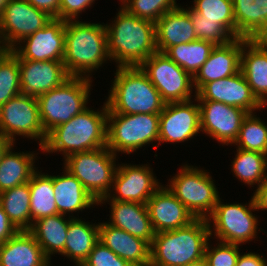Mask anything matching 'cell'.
<instances>
[{"label": "cell", "instance_id": "obj_39", "mask_svg": "<svg viewBox=\"0 0 267 266\" xmlns=\"http://www.w3.org/2000/svg\"><path fill=\"white\" fill-rule=\"evenodd\" d=\"M120 6L136 17L156 22L166 12L174 10L176 0H119Z\"/></svg>", "mask_w": 267, "mask_h": 266}, {"label": "cell", "instance_id": "obj_6", "mask_svg": "<svg viewBox=\"0 0 267 266\" xmlns=\"http://www.w3.org/2000/svg\"><path fill=\"white\" fill-rule=\"evenodd\" d=\"M247 203H224L220 197L213 212L207 218L210 238L215 241L236 244L243 246L245 243L258 241L259 233L264 231L258 225V215L253 212L258 211L253 196Z\"/></svg>", "mask_w": 267, "mask_h": 266}, {"label": "cell", "instance_id": "obj_12", "mask_svg": "<svg viewBox=\"0 0 267 266\" xmlns=\"http://www.w3.org/2000/svg\"><path fill=\"white\" fill-rule=\"evenodd\" d=\"M139 67L148 76L166 103L184 102L196 97L193 76L178 66L165 53L155 52Z\"/></svg>", "mask_w": 267, "mask_h": 266}, {"label": "cell", "instance_id": "obj_50", "mask_svg": "<svg viewBox=\"0 0 267 266\" xmlns=\"http://www.w3.org/2000/svg\"><path fill=\"white\" fill-rule=\"evenodd\" d=\"M53 266L52 261L48 260L43 266Z\"/></svg>", "mask_w": 267, "mask_h": 266}, {"label": "cell", "instance_id": "obj_32", "mask_svg": "<svg viewBox=\"0 0 267 266\" xmlns=\"http://www.w3.org/2000/svg\"><path fill=\"white\" fill-rule=\"evenodd\" d=\"M29 187L31 227L35 221L41 218L59 214L51 174L48 172L45 174L42 169L37 170L29 180Z\"/></svg>", "mask_w": 267, "mask_h": 266}, {"label": "cell", "instance_id": "obj_27", "mask_svg": "<svg viewBox=\"0 0 267 266\" xmlns=\"http://www.w3.org/2000/svg\"><path fill=\"white\" fill-rule=\"evenodd\" d=\"M156 47L164 53L169 47L197 39L189 14L178 5L155 22Z\"/></svg>", "mask_w": 267, "mask_h": 266}, {"label": "cell", "instance_id": "obj_14", "mask_svg": "<svg viewBox=\"0 0 267 266\" xmlns=\"http://www.w3.org/2000/svg\"><path fill=\"white\" fill-rule=\"evenodd\" d=\"M151 166L149 163L140 165V162L139 164L118 162L112 190L101 200L147 204L150 197L162 186Z\"/></svg>", "mask_w": 267, "mask_h": 266}, {"label": "cell", "instance_id": "obj_51", "mask_svg": "<svg viewBox=\"0 0 267 266\" xmlns=\"http://www.w3.org/2000/svg\"><path fill=\"white\" fill-rule=\"evenodd\" d=\"M265 108H267V101L264 103V105H262V111H260V112H263V110L265 109Z\"/></svg>", "mask_w": 267, "mask_h": 266}, {"label": "cell", "instance_id": "obj_35", "mask_svg": "<svg viewBox=\"0 0 267 266\" xmlns=\"http://www.w3.org/2000/svg\"><path fill=\"white\" fill-rule=\"evenodd\" d=\"M232 145L235 148L267 155V122L258 117L256 112L248 113Z\"/></svg>", "mask_w": 267, "mask_h": 266}, {"label": "cell", "instance_id": "obj_8", "mask_svg": "<svg viewBox=\"0 0 267 266\" xmlns=\"http://www.w3.org/2000/svg\"><path fill=\"white\" fill-rule=\"evenodd\" d=\"M165 185L195 219H207L220 198L215 180L207 170L182 162Z\"/></svg>", "mask_w": 267, "mask_h": 266}, {"label": "cell", "instance_id": "obj_48", "mask_svg": "<svg viewBox=\"0 0 267 266\" xmlns=\"http://www.w3.org/2000/svg\"><path fill=\"white\" fill-rule=\"evenodd\" d=\"M185 266H208L207 260L205 257L201 258L200 260L191 262Z\"/></svg>", "mask_w": 267, "mask_h": 266}, {"label": "cell", "instance_id": "obj_45", "mask_svg": "<svg viewBox=\"0 0 267 266\" xmlns=\"http://www.w3.org/2000/svg\"><path fill=\"white\" fill-rule=\"evenodd\" d=\"M236 266H267V258L257 252H241Z\"/></svg>", "mask_w": 267, "mask_h": 266}, {"label": "cell", "instance_id": "obj_15", "mask_svg": "<svg viewBox=\"0 0 267 266\" xmlns=\"http://www.w3.org/2000/svg\"><path fill=\"white\" fill-rule=\"evenodd\" d=\"M159 119V145L184 143L201 134L196 97L189 101L166 103Z\"/></svg>", "mask_w": 267, "mask_h": 266}, {"label": "cell", "instance_id": "obj_4", "mask_svg": "<svg viewBox=\"0 0 267 266\" xmlns=\"http://www.w3.org/2000/svg\"><path fill=\"white\" fill-rule=\"evenodd\" d=\"M105 98L108 113L160 114L166 102L139 66L117 67Z\"/></svg>", "mask_w": 267, "mask_h": 266}, {"label": "cell", "instance_id": "obj_9", "mask_svg": "<svg viewBox=\"0 0 267 266\" xmlns=\"http://www.w3.org/2000/svg\"><path fill=\"white\" fill-rule=\"evenodd\" d=\"M159 120V114L108 113L106 147L116 156H130L150 144L156 149L159 147Z\"/></svg>", "mask_w": 267, "mask_h": 266}, {"label": "cell", "instance_id": "obj_46", "mask_svg": "<svg viewBox=\"0 0 267 266\" xmlns=\"http://www.w3.org/2000/svg\"><path fill=\"white\" fill-rule=\"evenodd\" d=\"M255 191V192H254ZM252 193L257 210H267V177Z\"/></svg>", "mask_w": 267, "mask_h": 266}, {"label": "cell", "instance_id": "obj_19", "mask_svg": "<svg viewBox=\"0 0 267 266\" xmlns=\"http://www.w3.org/2000/svg\"><path fill=\"white\" fill-rule=\"evenodd\" d=\"M21 92L38 97L63 84L71 76L63 61H33L18 59Z\"/></svg>", "mask_w": 267, "mask_h": 266}, {"label": "cell", "instance_id": "obj_21", "mask_svg": "<svg viewBox=\"0 0 267 266\" xmlns=\"http://www.w3.org/2000/svg\"><path fill=\"white\" fill-rule=\"evenodd\" d=\"M146 205L155 233L183 228L195 220L164 184L150 197Z\"/></svg>", "mask_w": 267, "mask_h": 266}, {"label": "cell", "instance_id": "obj_28", "mask_svg": "<svg viewBox=\"0 0 267 266\" xmlns=\"http://www.w3.org/2000/svg\"><path fill=\"white\" fill-rule=\"evenodd\" d=\"M72 218L69 221L64 251L60 254L69 259L74 266H81L93 247L99 242V222Z\"/></svg>", "mask_w": 267, "mask_h": 266}, {"label": "cell", "instance_id": "obj_31", "mask_svg": "<svg viewBox=\"0 0 267 266\" xmlns=\"http://www.w3.org/2000/svg\"><path fill=\"white\" fill-rule=\"evenodd\" d=\"M231 161V172L242 185L259 187L267 177V155L236 148Z\"/></svg>", "mask_w": 267, "mask_h": 266}, {"label": "cell", "instance_id": "obj_42", "mask_svg": "<svg viewBox=\"0 0 267 266\" xmlns=\"http://www.w3.org/2000/svg\"><path fill=\"white\" fill-rule=\"evenodd\" d=\"M97 0H60V19L79 20L82 13L93 8Z\"/></svg>", "mask_w": 267, "mask_h": 266}, {"label": "cell", "instance_id": "obj_25", "mask_svg": "<svg viewBox=\"0 0 267 266\" xmlns=\"http://www.w3.org/2000/svg\"><path fill=\"white\" fill-rule=\"evenodd\" d=\"M99 241L132 266H150V244L130 233L99 222Z\"/></svg>", "mask_w": 267, "mask_h": 266}, {"label": "cell", "instance_id": "obj_47", "mask_svg": "<svg viewBox=\"0 0 267 266\" xmlns=\"http://www.w3.org/2000/svg\"><path fill=\"white\" fill-rule=\"evenodd\" d=\"M14 143L9 140L8 138L4 137L0 134V162L4 156V154L7 152V150L13 145Z\"/></svg>", "mask_w": 267, "mask_h": 266}, {"label": "cell", "instance_id": "obj_40", "mask_svg": "<svg viewBox=\"0 0 267 266\" xmlns=\"http://www.w3.org/2000/svg\"><path fill=\"white\" fill-rule=\"evenodd\" d=\"M216 242H212L210 238L206 244L204 257L208 266H236L242 247L236 244Z\"/></svg>", "mask_w": 267, "mask_h": 266}, {"label": "cell", "instance_id": "obj_49", "mask_svg": "<svg viewBox=\"0 0 267 266\" xmlns=\"http://www.w3.org/2000/svg\"><path fill=\"white\" fill-rule=\"evenodd\" d=\"M10 1L11 0H0V16L2 15L4 8Z\"/></svg>", "mask_w": 267, "mask_h": 266}, {"label": "cell", "instance_id": "obj_16", "mask_svg": "<svg viewBox=\"0 0 267 266\" xmlns=\"http://www.w3.org/2000/svg\"><path fill=\"white\" fill-rule=\"evenodd\" d=\"M201 133L214 139L222 146H231L238 137L248 112L221 102L198 100Z\"/></svg>", "mask_w": 267, "mask_h": 266}, {"label": "cell", "instance_id": "obj_38", "mask_svg": "<svg viewBox=\"0 0 267 266\" xmlns=\"http://www.w3.org/2000/svg\"><path fill=\"white\" fill-rule=\"evenodd\" d=\"M190 16L197 39L212 42L214 45H224L235 39L220 23L205 20V17L193 11L189 5L179 4Z\"/></svg>", "mask_w": 267, "mask_h": 266}, {"label": "cell", "instance_id": "obj_1", "mask_svg": "<svg viewBox=\"0 0 267 266\" xmlns=\"http://www.w3.org/2000/svg\"><path fill=\"white\" fill-rule=\"evenodd\" d=\"M118 9L116 17L105 24L111 62L116 63L115 68L140 66L158 51L155 23L136 17L121 6Z\"/></svg>", "mask_w": 267, "mask_h": 266}, {"label": "cell", "instance_id": "obj_2", "mask_svg": "<svg viewBox=\"0 0 267 266\" xmlns=\"http://www.w3.org/2000/svg\"><path fill=\"white\" fill-rule=\"evenodd\" d=\"M80 20L65 23L63 64L70 76L93 79L95 71L109 61L112 63L107 51L106 27L104 22Z\"/></svg>", "mask_w": 267, "mask_h": 266}, {"label": "cell", "instance_id": "obj_44", "mask_svg": "<svg viewBox=\"0 0 267 266\" xmlns=\"http://www.w3.org/2000/svg\"><path fill=\"white\" fill-rule=\"evenodd\" d=\"M37 9L46 12L52 18L60 19V0H27Z\"/></svg>", "mask_w": 267, "mask_h": 266}, {"label": "cell", "instance_id": "obj_26", "mask_svg": "<svg viewBox=\"0 0 267 266\" xmlns=\"http://www.w3.org/2000/svg\"><path fill=\"white\" fill-rule=\"evenodd\" d=\"M48 260L29 230H19L0 244V266H43Z\"/></svg>", "mask_w": 267, "mask_h": 266}, {"label": "cell", "instance_id": "obj_7", "mask_svg": "<svg viewBox=\"0 0 267 266\" xmlns=\"http://www.w3.org/2000/svg\"><path fill=\"white\" fill-rule=\"evenodd\" d=\"M93 81L71 76L60 86L37 97L39 116L46 134L88 108Z\"/></svg>", "mask_w": 267, "mask_h": 266}, {"label": "cell", "instance_id": "obj_23", "mask_svg": "<svg viewBox=\"0 0 267 266\" xmlns=\"http://www.w3.org/2000/svg\"><path fill=\"white\" fill-rule=\"evenodd\" d=\"M62 175L52 174V185L58 213L79 218V213L97 206L98 202L84 188L82 183L62 167ZM95 205V206H94ZM90 208V209H89ZM76 214V216L74 215Z\"/></svg>", "mask_w": 267, "mask_h": 266}, {"label": "cell", "instance_id": "obj_24", "mask_svg": "<svg viewBox=\"0 0 267 266\" xmlns=\"http://www.w3.org/2000/svg\"><path fill=\"white\" fill-rule=\"evenodd\" d=\"M241 72L257 101H267V39L243 38Z\"/></svg>", "mask_w": 267, "mask_h": 266}, {"label": "cell", "instance_id": "obj_37", "mask_svg": "<svg viewBox=\"0 0 267 266\" xmlns=\"http://www.w3.org/2000/svg\"><path fill=\"white\" fill-rule=\"evenodd\" d=\"M20 93L18 58L10 50L0 49V106Z\"/></svg>", "mask_w": 267, "mask_h": 266}, {"label": "cell", "instance_id": "obj_33", "mask_svg": "<svg viewBox=\"0 0 267 266\" xmlns=\"http://www.w3.org/2000/svg\"><path fill=\"white\" fill-rule=\"evenodd\" d=\"M0 204L18 230L31 229L29 182L1 192Z\"/></svg>", "mask_w": 267, "mask_h": 266}, {"label": "cell", "instance_id": "obj_17", "mask_svg": "<svg viewBox=\"0 0 267 266\" xmlns=\"http://www.w3.org/2000/svg\"><path fill=\"white\" fill-rule=\"evenodd\" d=\"M65 20L53 18L44 28L23 39L12 50L18 59L63 61Z\"/></svg>", "mask_w": 267, "mask_h": 266}, {"label": "cell", "instance_id": "obj_30", "mask_svg": "<svg viewBox=\"0 0 267 266\" xmlns=\"http://www.w3.org/2000/svg\"><path fill=\"white\" fill-rule=\"evenodd\" d=\"M71 217L56 214L35 221L29 230L41 246L44 255L52 260L64 251L69 221Z\"/></svg>", "mask_w": 267, "mask_h": 266}, {"label": "cell", "instance_id": "obj_36", "mask_svg": "<svg viewBox=\"0 0 267 266\" xmlns=\"http://www.w3.org/2000/svg\"><path fill=\"white\" fill-rule=\"evenodd\" d=\"M189 7L205 17V20L220 23L236 38V23L233 1L229 0H192Z\"/></svg>", "mask_w": 267, "mask_h": 266}, {"label": "cell", "instance_id": "obj_13", "mask_svg": "<svg viewBox=\"0 0 267 266\" xmlns=\"http://www.w3.org/2000/svg\"><path fill=\"white\" fill-rule=\"evenodd\" d=\"M53 18L27 0H11L0 16V49L12 50Z\"/></svg>", "mask_w": 267, "mask_h": 266}, {"label": "cell", "instance_id": "obj_11", "mask_svg": "<svg viewBox=\"0 0 267 266\" xmlns=\"http://www.w3.org/2000/svg\"><path fill=\"white\" fill-rule=\"evenodd\" d=\"M0 134L14 144L17 137L37 141L41 152L47 134L41 124L37 98L20 93L1 105Z\"/></svg>", "mask_w": 267, "mask_h": 266}, {"label": "cell", "instance_id": "obj_10", "mask_svg": "<svg viewBox=\"0 0 267 266\" xmlns=\"http://www.w3.org/2000/svg\"><path fill=\"white\" fill-rule=\"evenodd\" d=\"M118 157L107 147H101L71 154L63 160V167L99 202L112 190Z\"/></svg>", "mask_w": 267, "mask_h": 266}, {"label": "cell", "instance_id": "obj_3", "mask_svg": "<svg viewBox=\"0 0 267 266\" xmlns=\"http://www.w3.org/2000/svg\"><path fill=\"white\" fill-rule=\"evenodd\" d=\"M107 116L106 102L98 110L86 108L68 122L51 130L47 134L42 152L44 155L60 153L63 155L61 160L63 161L74 153L106 147Z\"/></svg>", "mask_w": 267, "mask_h": 266}, {"label": "cell", "instance_id": "obj_20", "mask_svg": "<svg viewBox=\"0 0 267 266\" xmlns=\"http://www.w3.org/2000/svg\"><path fill=\"white\" fill-rule=\"evenodd\" d=\"M243 38L238 37L224 45H215L207 61L193 76L196 92L208 82L230 77L240 71Z\"/></svg>", "mask_w": 267, "mask_h": 266}, {"label": "cell", "instance_id": "obj_18", "mask_svg": "<svg viewBox=\"0 0 267 266\" xmlns=\"http://www.w3.org/2000/svg\"><path fill=\"white\" fill-rule=\"evenodd\" d=\"M197 100H212L239 107L248 113L261 111L241 70L227 78L205 83L197 92Z\"/></svg>", "mask_w": 267, "mask_h": 266}, {"label": "cell", "instance_id": "obj_41", "mask_svg": "<svg viewBox=\"0 0 267 266\" xmlns=\"http://www.w3.org/2000/svg\"><path fill=\"white\" fill-rule=\"evenodd\" d=\"M81 266H132L100 241L93 247Z\"/></svg>", "mask_w": 267, "mask_h": 266}, {"label": "cell", "instance_id": "obj_5", "mask_svg": "<svg viewBox=\"0 0 267 266\" xmlns=\"http://www.w3.org/2000/svg\"><path fill=\"white\" fill-rule=\"evenodd\" d=\"M210 239L207 219L188 226L155 233L150 245V266H185L200 260Z\"/></svg>", "mask_w": 267, "mask_h": 266}, {"label": "cell", "instance_id": "obj_29", "mask_svg": "<svg viewBox=\"0 0 267 266\" xmlns=\"http://www.w3.org/2000/svg\"><path fill=\"white\" fill-rule=\"evenodd\" d=\"M14 147L16 144L7 150L0 162V193L29 182L38 170L36 160L39 153L36 150L16 152Z\"/></svg>", "mask_w": 267, "mask_h": 266}, {"label": "cell", "instance_id": "obj_22", "mask_svg": "<svg viewBox=\"0 0 267 266\" xmlns=\"http://www.w3.org/2000/svg\"><path fill=\"white\" fill-rule=\"evenodd\" d=\"M109 204L110 216L106 222L122 229L132 236L139 237L152 244L155 236L146 204L116 200H100L98 206Z\"/></svg>", "mask_w": 267, "mask_h": 266}, {"label": "cell", "instance_id": "obj_34", "mask_svg": "<svg viewBox=\"0 0 267 266\" xmlns=\"http://www.w3.org/2000/svg\"><path fill=\"white\" fill-rule=\"evenodd\" d=\"M214 47L212 42L196 39L190 43L169 47L164 53L178 66L194 76L207 61Z\"/></svg>", "mask_w": 267, "mask_h": 266}, {"label": "cell", "instance_id": "obj_43", "mask_svg": "<svg viewBox=\"0 0 267 266\" xmlns=\"http://www.w3.org/2000/svg\"><path fill=\"white\" fill-rule=\"evenodd\" d=\"M19 230L10 221L7 214L0 204V244L6 242L9 238L15 235Z\"/></svg>", "mask_w": 267, "mask_h": 266}]
</instances>
